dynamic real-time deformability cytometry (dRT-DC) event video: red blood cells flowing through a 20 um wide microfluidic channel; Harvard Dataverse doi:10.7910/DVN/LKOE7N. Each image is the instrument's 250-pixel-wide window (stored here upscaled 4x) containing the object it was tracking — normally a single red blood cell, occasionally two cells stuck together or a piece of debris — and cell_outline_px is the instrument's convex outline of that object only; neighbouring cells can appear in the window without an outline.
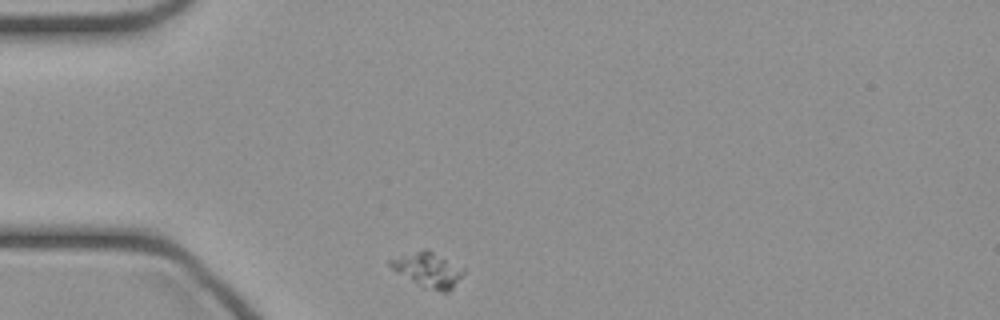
{"species": "common noctule bat (a hibernating species)", "species_latin": "Nyctalus noctula", "temperature_condition": "cold", "stored_images_in_passage": 30, "camera_frame_rate_fps": 3000, "um_per_image_px": 0.085, "animal": {"sex": "female", "body_mass_g": 21.9}, "frame": {"image": 1, "passage_image": 1, "time_ms": 0.0, "image_size_px": [1000, 320], "cell_outline_px": [[464, 276], [448, 292], [444, 292], [432, 288], [412, 280], [396, 272], [388, 264], [388, 260], [424, 248], [428, 248], [464, 268]], "centroid_in_image_um": [36.43, 22.89], "position_along_channel_um": 48.6, "area_um2": 14.51}}
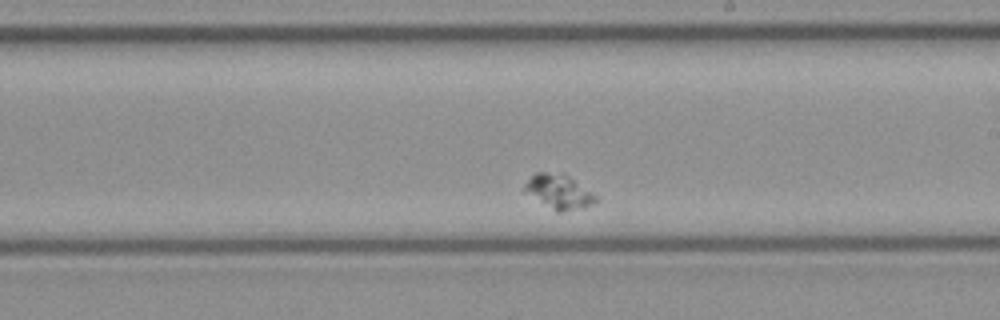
{"frame": {"image": 2, "passage_image": 18, "time_ms": 5.667, "image_size_px": [1000, 320], "cell_outline_px": [[600, 200], [596, 204], [584, 208], [560, 212], [556, 212], [524, 192], [524, 184], [536, 172], [564, 172], [596, 196]], "centroid_in_image_um": [47.53, 16.3], "position_along_channel_um": 241.5, "area_um2": 14.45}}
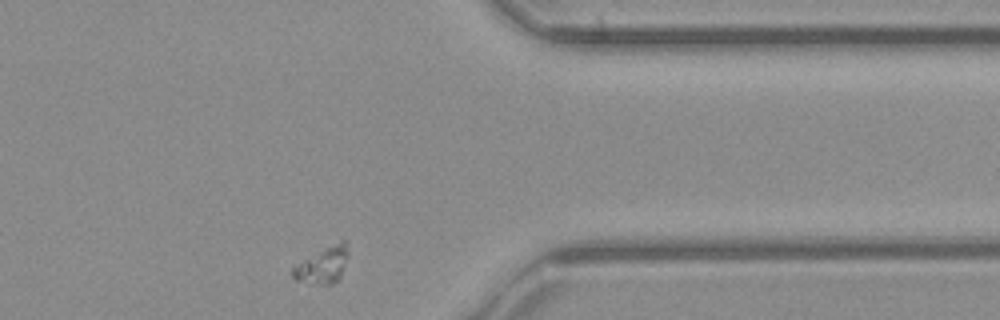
{"frame": {"image": 3, "passage_image": 30, "time_ms": 9.667, "image_size_px": [1000, 320], "cell_outline_px": [[348, 256], [344, 268], [340, 276], [332, 284], [320, 284], [292, 280], [292, 264], [340, 240], [348, 240]], "centroid_in_image_um": [27.41, 22.5], "position_along_channel_um": 384.0, "area_um2": 12.02}}